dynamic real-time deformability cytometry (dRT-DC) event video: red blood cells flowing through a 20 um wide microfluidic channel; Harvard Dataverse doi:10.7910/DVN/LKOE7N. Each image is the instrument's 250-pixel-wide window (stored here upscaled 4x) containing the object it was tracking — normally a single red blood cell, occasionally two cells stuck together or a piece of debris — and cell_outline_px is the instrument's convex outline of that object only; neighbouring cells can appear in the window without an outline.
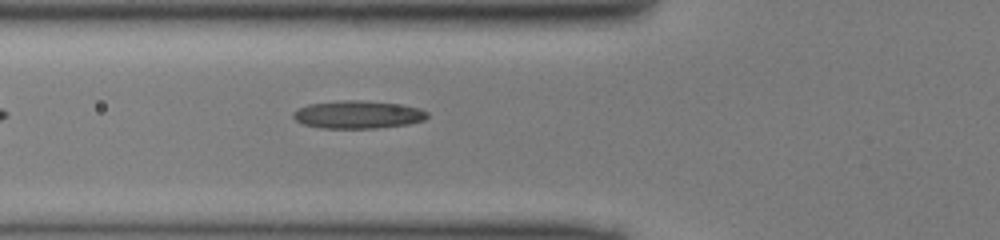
{"species": "common noctule bat (a hibernating species)", "species_latin": "Nyctalus noctula", "temperature_condition": "cold", "stored_images_in_passage": 33, "camera_frame_rate_fps": 3000, "um_per_image_px": 0.085, "animal": {"sex": "male", "body_mass_g": 13.0, "forearm_length_mm": 53.1}, "frame": {"image": 1, "passage_image": 3, "time_ms": 0.667, "image_size_px": [1000, 240], "cell_outline_px": [[428, 116], [424, 120], [408, 124], [376, 128], [320, 128], [304, 124], [296, 120], [292, 116], [292, 112], [296, 108], [308, 104], [344, 100], [360, 100], [400, 104], [420, 108], [428, 112]], "centroid_in_image_um": [30.4, 9.73], "position_along_channel_um": 95.4, "area_um2": 21.85}}
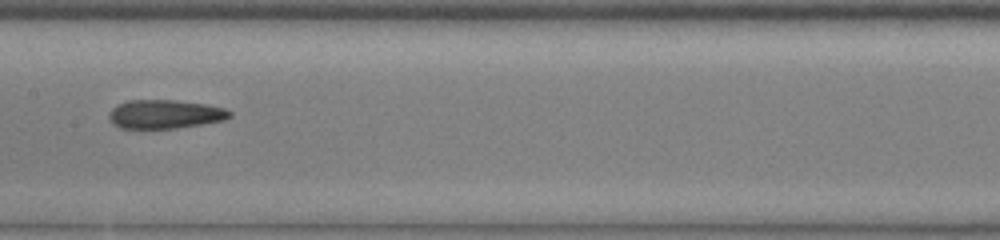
{"frame": {"image": 2, "passage_image": 10, "time_ms": 3.0, "image_size_px": [1000, 240], "cell_outline_px": [[232, 116], [224, 120], [176, 128], [120, 128], [112, 124], [108, 120], [108, 112], [112, 108], [128, 100], [176, 100], [204, 104], [224, 108], [232, 112]], "centroid_in_image_um": [13.99, 9.7], "position_along_channel_um": 193.4, "area_um2": 20.23}}
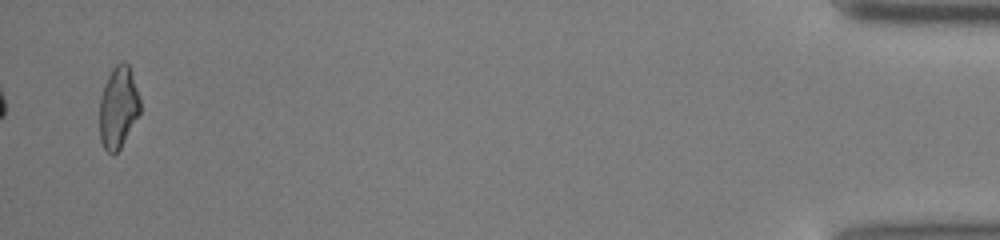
{"frame": {"image": 3, "passage_image": 33, "time_ms": 10.667, "image_size_px": [1000, 240], "cell_outline_px": [[140, 112], [120, 148], [112, 156], [104, 148], [100, 140], [100, 100], [104, 84], [112, 68], [120, 60], [124, 60], [128, 64], [140, 100]], "centroid_in_image_um": [10.04, 9.12], "position_along_channel_um": 425.2, "area_um2": 19.13}}